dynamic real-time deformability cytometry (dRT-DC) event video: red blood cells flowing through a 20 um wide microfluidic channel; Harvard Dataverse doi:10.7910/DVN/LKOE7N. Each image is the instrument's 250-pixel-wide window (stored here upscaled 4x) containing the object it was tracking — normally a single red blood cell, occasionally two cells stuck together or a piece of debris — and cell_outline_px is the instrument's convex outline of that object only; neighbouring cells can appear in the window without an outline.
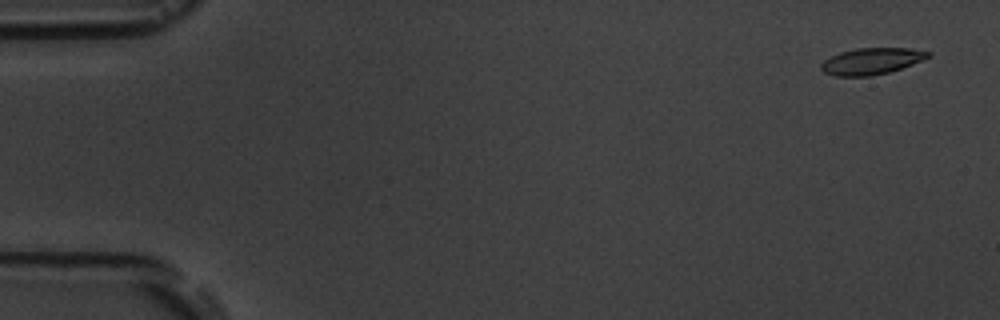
{"species": "common noctule bat (a hibernating species)", "species_latin": "Nyctalus noctula", "temperature_condition": "room temperature", "stored_images_in_passage": 5, "camera_frame_rate_fps": 3000, "um_per_image_px": 0.085, "animal": {"sex": "male", "body_mass_g": 19.5, "forearm_length_mm": 54.6}, "frame": {"image": 1, "passage_image": 1, "time_ms": 0.0, "image_size_px": [1000, 320], "cell_outline_px": [[932, 56], [912, 64], [888, 72], [872, 76], [836, 76], [824, 72], [820, 68], [820, 64], [824, 60], [840, 52], [856, 48], [908, 48], [932, 52]], "centroid_in_image_um": [74.08, 5.19], "position_along_channel_um": 10.9, "area_um2": 16.47}}
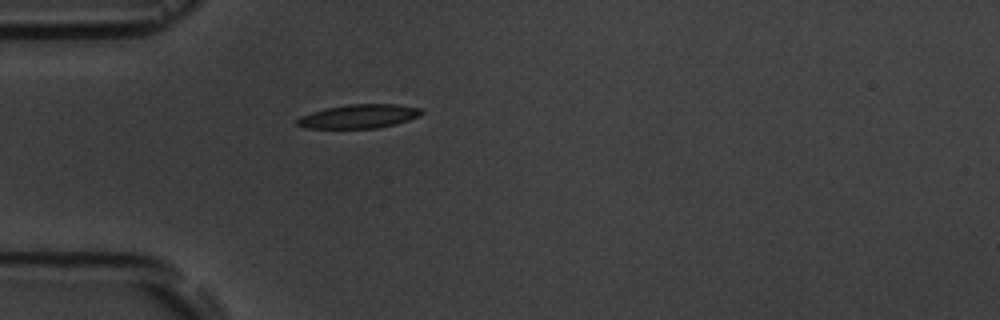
{"frame": {"image": 2, "passage_image": 5, "time_ms": 4.667, "image_size_px": [1000, 320], "cell_outline_px": [[424, 112], [408, 120], [396, 124], [376, 128], [304, 128], [296, 124], [296, 120], [300, 116], [324, 108], [348, 104], [396, 104], [424, 108]], "centroid_in_image_um": [30.5, 9.88], "position_along_channel_um": 54.5, "area_um2": 17.34}}